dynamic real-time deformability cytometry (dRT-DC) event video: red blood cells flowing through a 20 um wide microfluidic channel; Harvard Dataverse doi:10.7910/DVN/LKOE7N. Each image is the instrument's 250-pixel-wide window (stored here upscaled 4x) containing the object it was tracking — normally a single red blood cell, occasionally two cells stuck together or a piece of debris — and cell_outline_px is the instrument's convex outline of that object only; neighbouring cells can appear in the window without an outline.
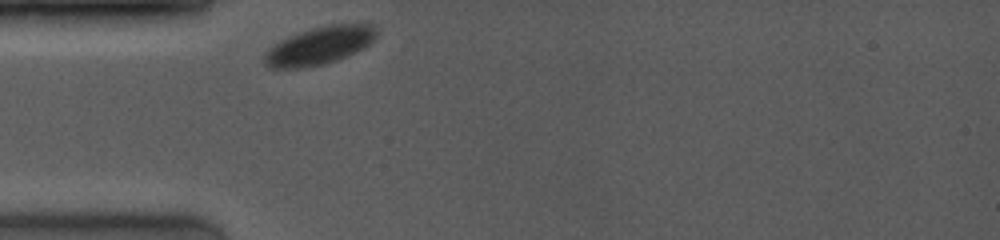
{"species": "common noctule bat (a hibernating species)", "species_latin": "Nyctalus noctula", "temperature_condition": "room temperature", "stored_images_in_passage": 1, "camera_frame_rate_fps": 4000, "um_per_image_px": 0.085, "animal": {"sex": "female", "body_mass_g": 19.0, "forearm_length_mm": 53.3}, "frame": {"image": 1, "passage_image": 1, "time_ms": 0.0, "image_size_px": [1000, 240], "cell_outline_px": [[376, 40], [364, 48], [348, 56], [324, 64], [300, 68], [272, 68], [264, 64], [264, 52], [272, 44], [280, 40], [300, 32], [312, 28], [328, 24], [372, 24], [376, 28]], "centroid_in_image_um": [27.16, 3.88], "position_along_channel_um": 57.8, "area_um2": 24.85}}